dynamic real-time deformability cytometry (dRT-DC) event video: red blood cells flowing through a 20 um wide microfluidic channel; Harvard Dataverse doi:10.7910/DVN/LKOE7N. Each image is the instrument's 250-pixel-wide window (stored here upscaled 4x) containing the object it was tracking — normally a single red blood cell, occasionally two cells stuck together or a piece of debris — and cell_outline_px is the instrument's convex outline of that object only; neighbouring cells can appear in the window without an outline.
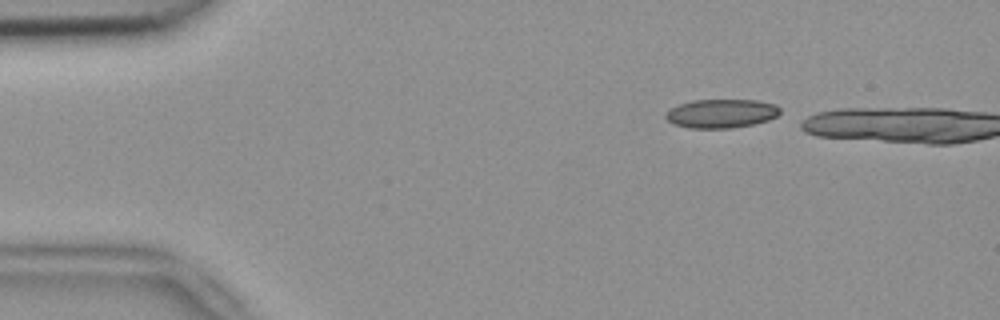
{"species": "common noctule bat (a hibernating species)", "species_latin": "Nyctalus noctula", "temperature_condition": "room temperature", "stored_images_in_passage": 4, "camera_frame_rate_fps": 3000, "um_per_image_px": 0.085, "animal": {"sex": "female", "body_mass_g": 18.4}, "frame": {"image": 1, "passage_image": 2, "time_ms": 0.333, "image_size_px": [1000, 320], "cell_outline_px": [[780, 112], [776, 116], [768, 120], [752, 124], [732, 128], [688, 128], [672, 124], [664, 116], [672, 108], [680, 104], [692, 100], [756, 100], [776, 104], [780, 108]], "centroid_in_image_um": [61.31, 9.65], "position_along_channel_um": 23.7, "area_um2": 19.13}}